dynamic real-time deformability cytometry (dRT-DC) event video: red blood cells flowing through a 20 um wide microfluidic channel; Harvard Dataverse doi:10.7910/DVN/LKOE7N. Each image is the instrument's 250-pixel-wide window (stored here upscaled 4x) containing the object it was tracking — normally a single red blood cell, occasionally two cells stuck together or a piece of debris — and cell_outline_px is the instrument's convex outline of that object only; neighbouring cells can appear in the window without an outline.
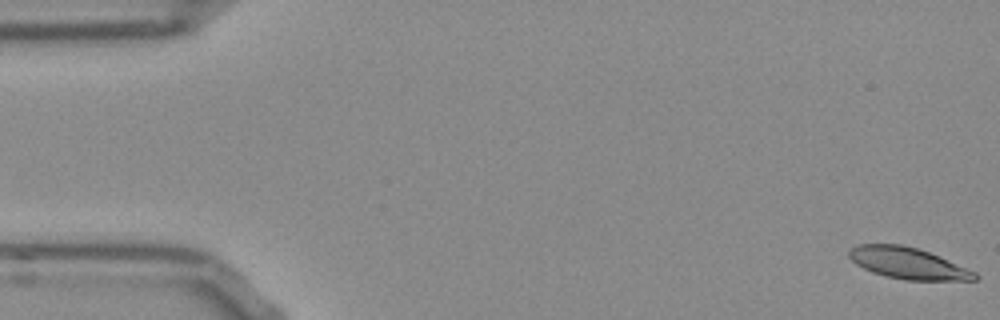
{"species": "Egyptian fruit bat (a non-hibernating species)", "species_latin": "Rousettus aegyptiacus", "temperature_condition": "room temperature", "stored_images_in_passage": 53, "camera_frame_rate_fps": 3000, "um_per_image_px": 0.085, "frame": {"image": 1, "passage_image": 1, "time_ms": 0.0, "image_size_px": [1000, 320], "cell_outline_px": [[980, 276], [976, 280], [904, 280], [872, 272], [856, 264], [848, 256], [848, 252], [856, 244], [900, 244], [916, 248], [928, 252], [976, 272]], "centroid_in_image_um": [77.16, 22.37], "position_along_channel_um": 7.8, "area_um2": 22.72}}
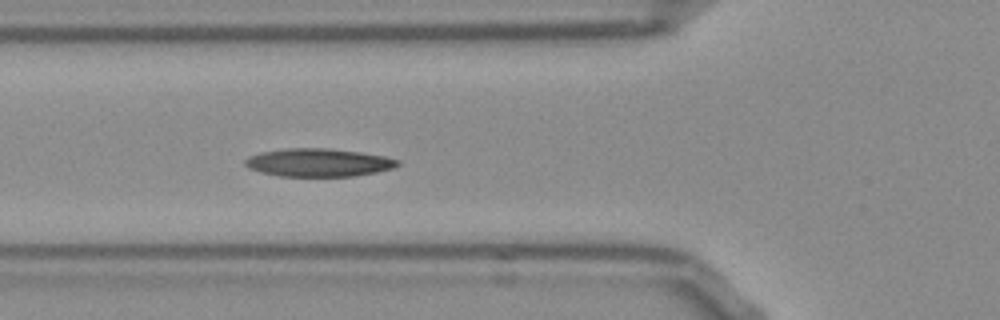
{"frame": {"image": 2, "passage_image": 19, "time_ms": 6.0, "image_size_px": [1000, 320], "cell_outline_px": [[400, 164], [392, 168], [376, 172], [356, 176], [280, 176], [260, 172], [248, 168], [244, 164], [244, 160], [248, 156], [260, 152], [288, 148], [328, 148], [360, 152], [384, 156], [400, 160]], "centroid_in_image_um": [27.05, 13.81], "position_along_channel_um": 98.8, "area_um2": 25.03}}
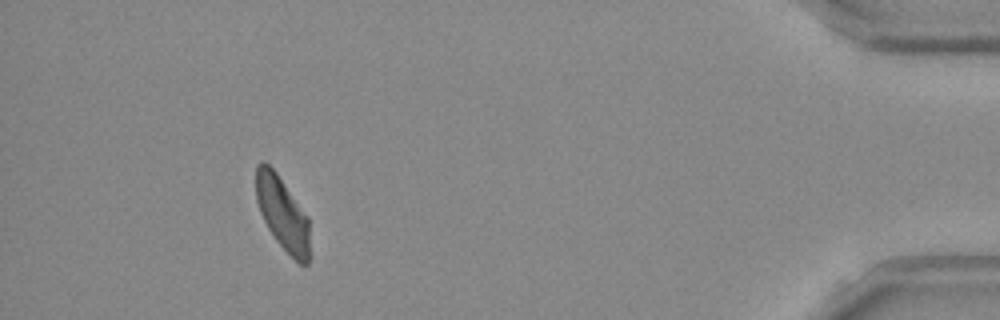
{"frame": {"image": 3, "passage_image": 49, "time_ms": 16.0, "image_size_px": [1000, 320], "cell_outline_px": [[312, 256], [308, 264], [304, 268], [276, 240], [268, 228], [260, 212], [256, 200], [256, 164], [260, 160], [264, 160], [276, 172], [308, 216]], "centroid_in_image_um": [24.05, 18.18], "position_along_channel_um": 411.1, "area_um2": 23.41}, "authors_computed_cell_mechanics": {"area_um2": 24.1604, "velocity_mm_per_s": 3.7723, "shape_relaxation_time_tau1_ms": 9.2469, "shape_relaxation_time_tau2_ms": 8.1735, "deformation_change_tau1": 0.2018, "deformation_change_tau2": 0.1555}}